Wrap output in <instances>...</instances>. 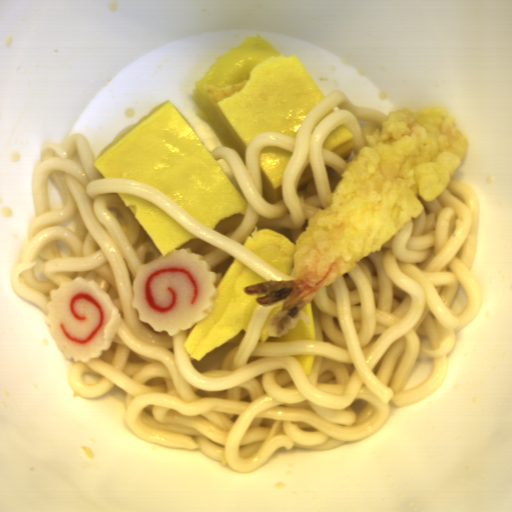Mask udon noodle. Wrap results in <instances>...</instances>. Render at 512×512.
Segmentation results:
<instances>
[{"instance_id": "d5520da0", "label": "udon noodle", "mask_w": 512, "mask_h": 512, "mask_svg": "<svg viewBox=\"0 0 512 512\" xmlns=\"http://www.w3.org/2000/svg\"><path fill=\"white\" fill-rule=\"evenodd\" d=\"M389 116L353 104L333 90L314 106L296 135L254 134L245 160L231 147L210 150L247 204L207 226L155 186L102 177L87 136L70 133L59 145L44 142L31 172L35 217L18 249L12 291L44 315L61 281H94L119 310L122 322L100 357L74 361L67 379L83 398L115 385L125 391L124 420L138 437L199 450L239 473H251L277 449L330 451L375 434L390 403L424 400L445 382L457 331L475 320L484 294L472 269L480 206L474 188L453 179L353 269L320 286L312 298L316 340L259 343L282 300L257 304L243 330L200 361L184 349L190 327L169 336L140 321L131 308L138 267L159 256L116 194L145 200L199 239L189 249L213 268L231 255L266 281L296 279L262 261L240 243L254 228L289 230L298 237L311 216L330 206L347 164L367 135ZM350 126L352 157L322 149L329 134ZM293 152L281 184L283 199L262 198L259 148ZM116 193V194H115ZM260 283V282H259ZM256 284V283H255ZM252 285V284H251ZM295 355H316L304 375Z\"/></svg>"}]
</instances>
